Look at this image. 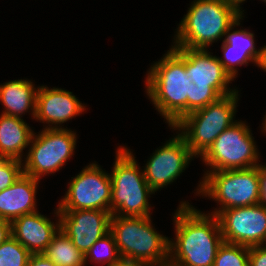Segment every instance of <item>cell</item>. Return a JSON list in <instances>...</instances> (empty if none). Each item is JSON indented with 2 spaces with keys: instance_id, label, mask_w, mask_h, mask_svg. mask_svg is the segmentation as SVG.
<instances>
[{
  "instance_id": "obj_1",
  "label": "cell",
  "mask_w": 266,
  "mask_h": 266,
  "mask_svg": "<svg viewBox=\"0 0 266 266\" xmlns=\"http://www.w3.org/2000/svg\"><path fill=\"white\" fill-rule=\"evenodd\" d=\"M175 238L169 242V263L176 266H213L224 242L216 215L180 201L173 215Z\"/></svg>"
},
{
  "instance_id": "obj_2",
  "label": "cell",
  "mask_w": 266,
  "mask_h": 266,
  "mask_svg": "<svg viewBox=\"0 0 266 266\" xmlns=\"http://www.w3.org/2000/svg\"><path fill=\"white\" fill-rule=\"evenodd\" d=\"M145 92L169 127L187 115L185 56L171 46L146 73Z\"/></svg>"
},
{
  "instance_id": "obj_3",
  "label": "cell",
  "mask_w": 266,
  "mask_h": 266,
  "mask_svg": "<svg viewBox=\"0 0 266 266\" xmlns=\"http://www.w3.org/2000/svg\"><path fill=\"white\" fill-rule=\"evenodd\" d=\"M242 16L224 0H194L178 24L172 46L208 50L225 39L228 29Z\"/></svg>"
},
{
  "instance_id": "obj_4",
  "label": "cell",
  "mask_w": 266,
  "mask_h": 266,
  "mask_svg": "<svg viewBox=\"0 0 266 266\" xmlns=\"http://www.w3.org/2000/svg\"><path fill=\"white\" fill-rule=\"evenodd\" d=\"M185 56L187 76V114L237 91L219 57L207 49L177 48ZM212 54V55H211Z\"/></svg>"
},
{
  "instance_id": "obj_5",
  "label": "cell",
  "mask_w": 266,
  "mask_h": 266,
  "mask_svg": "<svg viewBox=\"0 0 266 266\" xmlns=\"http://www.w3.org/2000/svg\"><path fill=\"white\" fill-rule=\"evenodd\" d=\"M113 169L111 213L118 216H151L150 195L155 194L145 180L143 169L137 164L133 152L126 146H118Z\"/></svg>"
},
{
  "instance_id": "obj_6",
  "label": "cell",
  "mask_w": 266,
  "mask_h": 266,
  "mask_svg": "<svg viewBox=\"0 0 266 266\" xmlns=\"http://www.w3.org/2000/svg\"><path fill=\"white\" fill-rule=\"evenodd\" d=\"M151 218L111 215L110 232L120 256L163 266L169 262L170 238L156 231Z\"/></svg>"
},
{
  "instance_id": "obj_7",
  "label": "cell",
  "mask_w": 266,
  "mask_h": 266,
  "mask_svg": "<svg viewBox=\"0 0 266 266\" xmlns=\"http://www.w3.org/2000/svg\"><path fill=\"white\" fill-rule=\"evenodd\" d=\"M239 91L220 97L216 102L185 115L170 127L185 139L192 154L201 157L214 140L235 122Z\"/></svg>"
},
{
  "instance_id": "obj_8",
  "label": "cell",
  "mask_w": 266,
  "mask_h": 266,
  "mask_svg": "<svg viewBox=\"0 0 266 266\" xmlns=\"http://www.w3.org/2000/svg\"><path fill=\"white\" fill-rule=\"evenodd\" d=\"M260 180V166L205 172L194 193L216 201L220 206L210 213L216 215L221 210L260 204Z\"/></svg>"
},
{
  "instance_id": "obj_9",
  "label": "cell",
  "mask_w": 266,
  "mask_h": 266,
  "mask_svg": "<svg viewBox=\"0 0 266 266\" xmlns=\"http://www.w3.org/2000/svg\"><path fill=\"white\" fill-rule=\"evenodd\" d=\"M76 132L66 128H43L35 132L23 160V173L37 180L62 169L76 149Z\"/></svg>"
},
{
  "instance_id": "obj_10",
  "label": "cell",
  "mask_w": 266,
  "mask_h": 266,
  "mask_svg": "<svg viewBox=\"0 0 266 266\" xmlns=\"http://www.w3.org/2000/svg\"><path fill=\"white\" fill-rule=\"evenodd\" d=\"M252 135L250 126L242 120L223 131L200 157L209 167L205 172L259 166L260 153Z\"/></svg>"
},
{
  "instance_id": "obj_11",
  "label": "cell",
  "mask_w": 266,
  "mask_h": 266,
  "mask_svg": "<svg viewBox=\"0 0 266 266\" xmlns=\"http://www.w3.org/2000/svg\"><path fill=\"white\" fill-rule=\"evenodd\" d=\"M67 185L58 210H104L111 212L112 182L96 161L85 166Z\"/></svg>"
},
{
  "instance_id": "obj_12",
  "label": "cell",
  "mask_w": 266,
  "mask_h": 266,
  "mask_svg": "<svg viewBox=\"0 0 266 266\" xmlns=\"http://www.w3.org/2000/svg\"><path fill=\"white\" fill-rule=\"evenodd\" d=\"M224 242L247 247L266 239V204L221 210L216 214Z\"/></svg>"
},
{
  "instance_id": "obj_13",
  "label": "cell",
  "mask_w": 266,
  "mask_h": 266,
  "mask_svg": "<svg viewBox=\"0 0 266 266\" xmlns=\"http://www.w3.org/2000/svg\"><path fill=\"white\" fill-rule=\"evenodd\" d=\"M174 136L157 148L142 166L145 180L154 192L175 182L195 157L185 139L178 132Z\"/></svg>"
},
{
  "instance_id": "obj_14",
  "label": "cell",
  "mask_w": 266,
  "mask_h": 266,
  "mask_svg": "<svg viewBox=\"0 0 266 266\" xmlns=\"http://www.w3.org/2000/svg\"><path fill=\"white\" fill-rule=\"evenodd\" d=\"M60 230L84 255L110 231L112 213L104 210H58Z\"/></svg>"
},
{
  "instance_id": "obj_15",
  "label": "cell",
  "mask_w": 266,
  "mask_h": 266,
  "mask_svg": "<svg viewBox=\"0 0 266 266\" xmlns=\"http://www.w3.org/2000/svg\"><path fill=\"white\" fill-rule=\"evenodd\" d=\"M86 105L72 92L62 88L39 86L34 120L47 125L44 128H64L61 125L80 116Z\"/></svg>"
},
{
  "instance_id": "obj_16",
  "label": "cell",
  "mask_w": 266,
  "mask_h": 266,
  "mask_svg": "<svg viewBox=\"0 0 266 266\" xmlns=\"http://www.w3.org/2000/svg\"><path fill=\"white\" fill-rule=\"evenodd\" d=\"M243 18L244 16L228 29L221 44L223 58L219 57V61L233 80L237 78L238 67L248 66L251 62L261 68L264 59V47L258 49L255 47L254 33L249 29L236 30V27L241 25L240 22Z\"/></svg>"
},
{
  "instance_id": "obj_17",
  "label": "cell",
  "mask_w": 266,
  "mask_h": 266,
  "mask_svg": "<svg viewBox=\"0 0 266 266\" xmlns=\"http://www.w3.org/2000/svg\"><path fill=\"white\" fill-rule=\"evenodd\" d=\"M54 214L56 222L39 211L24 214L11 222L12 236L31 254H42L60 229L59 211Z\"/></svg>"
},
{
  "instance_id": "obj_18",
  "label": "cell",
  "mask_w": 266,
  "mask_h": 266,
  "mask_svg": "<svg viewBox=\"0 0 266 266\" xmlns=\"http://www.w3.org/2000/svg\"><path fill=\"white\" fill-rule=\"evenodd\" d=\"M40 180L22 173L10 187L0 192V218L12 222L37 210L36 195Z\"/></svg>"
},
{
  "instance_id": "obj_19",
  "label": "cell",
  "mask_w": 266,
  "mask_h": 266,
  "mask_svg": "<svg viewBox=\"0 0 266 266\" xmlns=\"http://www.w3.org/2000/svg\"><path fill=\"white\" fill-rule=\"evenodd\" d=\"M39 86L31 80H10L0 85V103L4 109L1 114L22 118V115L31 112L35 118L36 99Z\"/></svg>"
},
{
  "instance_id": "obj_20",
  "label": "cell",
  "mask_w": 266,
  "mask_h": 266,
  "mask_svg": "<svg viewBox=\"0 0 266 266\" xmlns=\"http://www.w3.org/2000/svg\"><path fill=\"white\" fill-rule=\"evenodd\" d=\"M33 130L23 118L0 114V158L23 161Z\"/></svg>"
},
{
  "instance_id": "obj_21",
  "label": "cell",
  "mask_w": 266,
  "mask_h": 266,
  "mask_svg": "<svg viewBox=\"0 0 266 266\" xmlns=\"http://www.w3.org/2000/svg\"><path fill=\"white\" fill-rule=\"evenodd\" d=\"M42 254L56 266H86L85 255L60 229Z\"/></svg>"
},
{
  "instance_id": "obj_22",
  "label": "cell",
  "mask_w": 266,
  "mask_h": 266,
  "mask_svg": "<svg viewBox=\"0 0 266 266\" xmlns=\"http://www.w3.org/2000/svg\"><path fill=\"white\" fill-rule=\"evenodd\" d=\"M120 257L115 239L109 231L102 238L97 240L85 254V263L91 262L94 264H106V266H111L117 262Z\"/></svg>"
},
{
  "instance_id": "obj_23",
  "label": "cell",
  "mask_w": 266,
  "mask_h": 266,
  "mask_svg": "<svg viewBox=\"0 0 266 266\" xmlns=\"http://www.w3.org/2000/svg\"><path fill=\"white\" fill-rule=\"evenodd\" d=\"M213 266H249V247L223 242Z\"/></svg>"
},
{
  "instance_id": "obj_24",
  "label": "cell",
  "mask_w": 266,
  "mask_h": 266,
  "mask_svg": "<svg viewBox=\"0 0 266 266\" xmlns=\"http://www.w3.org/2000/svg\"><path fill=\"white\" fill-rule=\"evenodd\" d=\"M31 253L13 236L0 245V266H27Z\"/></svg>"
},
{
  "instance_id": "obj_25",
  "label": "cell",
  "mask_w": 266,
  "mask_h": 266,
  "mask_svg": "<svg viewBox=\"0 0 266 266\" xmlns=\"http://www.w3.org/2000/svg\"><path fill=\"white\" fill-rule=\"evenodd\" d=\"M23 173V161L0 158V192L10 187Z\"/></svg>"
},
{
  "instance_id": "obj_26",
  "label": "cell",
  "mask_w": 266,
  "mask_h": 266,
  "mask_svg": "<svg viewBox=\"0 0 266 266\" xmlns=\"http://www.w3.org/2000/svg\"><path fill=\"white\" fill-rule=\"evenodd\" d=\"M249 266H266V247H249Z\"/></svg>"
},
{
  "instance_id": "obj_27",
  "label": "cell",
  "mask_w": 266,
  "mask_h": 266,
  "mask_svg": "<svg viewBox=\"0 0 266 266\" xmlns=\"http://www.w3.org/2000/svg\"><path fill=\"white\" fill-rule=\"evenodd\" d=\"M27 266H56L51 260L43 254H31Z\"/></svg>"
},
{
  "instance_id": "obj_28",
  "label": "cell",
  "mask_w": 266,
  "mask_h": 266,
  "mask_svg": "<svg viewBox=\"0 0 266 266\" xmlns=\"http://www.w3.org/2000/svg\"><path fill=\"white\" fill-rule=\"evenodd\" d=\"M12 236L11 222L0 218V245Z\"/></svg>"
},
{
  "instance_id": "obj_29",
  "label": "cell",
  "mask_w": 266,
  "mask_h": 266,
  "mask_svg": "<svg viewBox=\"0 0 266 266\" xmlns=\"http://www.w3.org/2000/svg\"><path fill=\"white\" fill-rule=\"evenodd\" d=\"M260 166L261 180H260V199L261 203L266 204V163Z\"/></svg>"
},
{
  "instance_id": "obj_30",
  "label": "cell",
  "mask_w": 266,
  "mask_h": 266,
  "mask_svg": "<svg viewBox=\"0 0 266 266\" xmlns=\"http://www.w3.org/2000/svg\"><path fill=\"white\" fill-rule=\"evenodd\" d=\"M111 266H149V265L143 261L121 256L119 260L114 264H112Z\"/></svg>"
},
{
  "instance_id": "obj_31",
  "label": "cell",
  "mask_w": 266,
  "mask_h": 266,
  "mask_svg": "<svg viewBox=\"0 0 266 266\" xmlns=\"http://www.w3.org/2000/svg\"><path fill=\"white\" fill-rule=\"evenodd\" d=\"M227 4L235 8L239 13H241L244 16V10L241 8V4L244 3L246 0H224Z\"/></svg>"
},
{
  "instance_id": "obj_32",
  "label": "cell",
  "mask_w": 266,
  "mask_h": 266,
  "mask_svg": "<svg viewBox=\"0 0 266 266\" xmlns=\"http://www.w3.org/2000/svg\"><path fill=\"white\" fill-rule=\"evenodd\" d=\"M260 69L266 72V45H264V59Z\"/></svg>"
},
{
  "instance_id": "obj_33",
  "label": "cell",
  "mask_w": 266,
  "mask_h": 266,
  "mask_svg": "<svg viewBox=\"0 0 266 266\" xmlns=\"http://www.w3.org/2000/svg\"><path fill=\"white\" fill-rule=\"evenodd\" d=\"M261 127H262L261 132L266 134V115L263 118V123Z\"/></svg>"
},
{
  "instance_id": "obj_34",
  "label": "cell",
  "mask_w": 266,
  "mask_h": 266,
  "mask_svg": "<svg viewBox=\"0 0 266 266\" xmlns=\"http://www.w3.org/2000/svg\"><path fill=\"white\" fill-rule=\"evenodd\" d=\"M163 266H176V265L170 264V263L168 262V263H165Z\"/></svg>"
},
{
  "instance_id": "obj_35",
  "label": "cell",
  "mask_w": 266,
  "mask_h": 266,
  "mask_svg": "<svg viewBox=\"0 0 266 266\" xmlns=\"http://www.w3.org/2000/svg\"><path fill=\"white\" fill-rule=\"evenodd\" d=\"M262 246L266 247V239H265V241H264V243H263V245H262Z\"/></svg>"
}]
</instances>
